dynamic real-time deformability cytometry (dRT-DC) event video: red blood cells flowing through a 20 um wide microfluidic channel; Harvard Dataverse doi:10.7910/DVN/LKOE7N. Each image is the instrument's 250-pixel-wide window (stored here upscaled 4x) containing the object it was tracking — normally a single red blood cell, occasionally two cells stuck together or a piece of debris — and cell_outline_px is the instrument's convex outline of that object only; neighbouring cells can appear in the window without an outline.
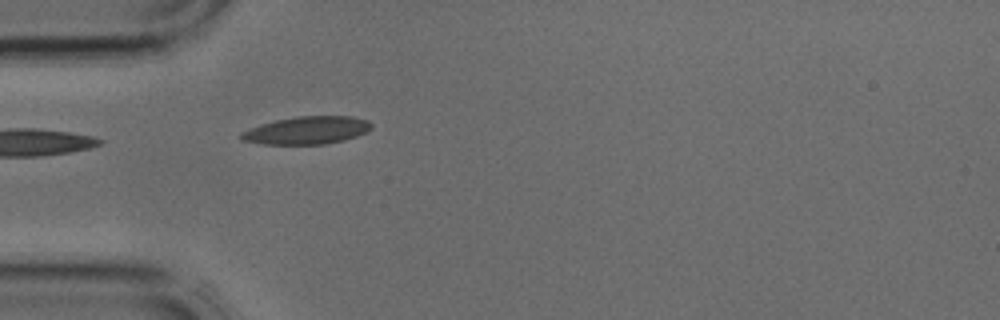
{"species": "common noctule bat (a hibernating species)", "species_latin": "Nyctalus noctula", "temperature_condition": "cold", "stored_images_in_passage": 1, "camera_frame_rate_fps": 3000, "um_per_image_px": 0.085, "animal": {"sex": "male", "body_mass_g": 17.9, "forearm_length_mm": 54.2}, "frame": {"image": 1, "passage_image": 1, "time_ms": 0.0, "image_size_px": [1000, 320], "cell_outline_px": [[372, 128], [368, 132], [344, 140], [324, 144], [260, 144], [240, 140], [240, 132], [260, 124], [276, 120], [296, 116], [352, 116], [368, 120], [372, 124]], "centroid_in_image_um": [26.08, 11.07], "position_along_channel_um": 58.9, "area_um2": 21.21}}